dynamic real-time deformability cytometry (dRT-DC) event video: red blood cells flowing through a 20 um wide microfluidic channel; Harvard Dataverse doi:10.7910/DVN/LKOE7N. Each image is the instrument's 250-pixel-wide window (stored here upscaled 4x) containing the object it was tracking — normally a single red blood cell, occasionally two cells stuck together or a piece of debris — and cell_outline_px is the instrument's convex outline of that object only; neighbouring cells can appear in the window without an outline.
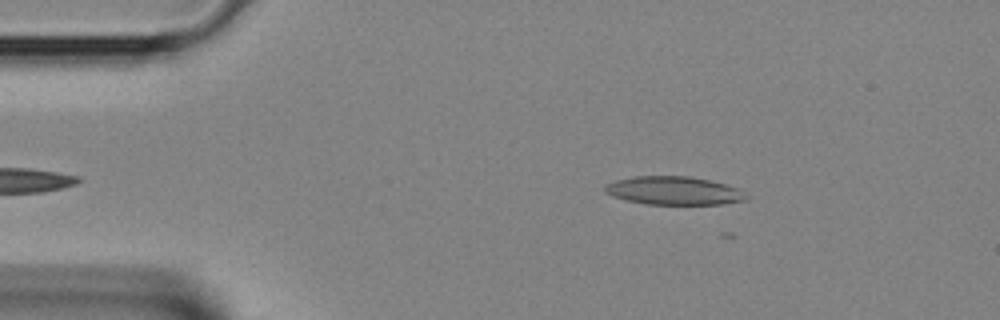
{"species": "Egyptian fruit bat (a non-hibernating species)", "species_latin": "Rousettus aegyptiacus", "temperature_condition": "room temperature", "stored_images_in_passage": 9, "camera_frame_rate_fps": 3000, "um_per_image_px": 0.085, "animal": {"sex": "female"}, "frame": {"image": 1, "passage_image": 3, "time_ms": 0.667, "image_size_px": [1000, 320], "cell_outline_px": [[748, 200], [724, 204], [644, 204], [624, 200], [612, 196], [604, 192], [604, 184], [616, 180], [636, 176], [688, 176], [708, 180], [724, 184], [736, 188], [748, 196]], "centroid_in_image_um": [57.23, 16.21], "position_along_channel_um": 27.8, "area_um2": 23.35}}
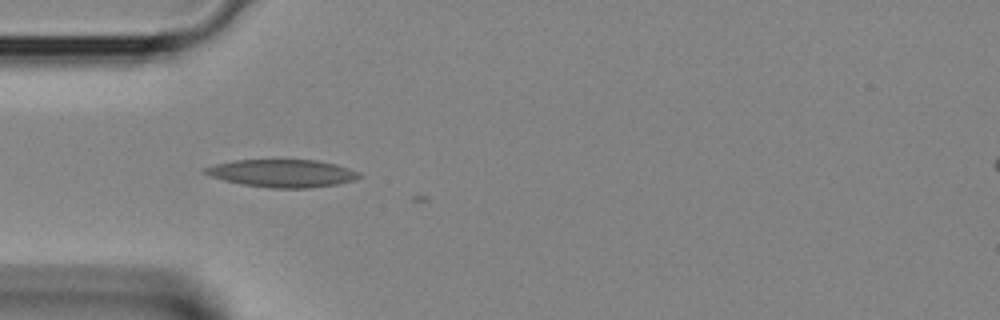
{"frame": {"image": 2, "passage_image": 8, "time_ms": 2.333, "image_size_px": [1000, 320], "cell_outline_px": [[364, 176], [356, 180], [336, 184], [308, 188], [268, 188], [240, 184], [224, 180], [200, 172], [200, 168], [216, 164], [236, 160], [316, 160], [336, 164], [360, 172]], "centroid_in_image_um": [23.99, 14.73], "position_along_channel_um": 61.0, "area_um2": 25.09}}